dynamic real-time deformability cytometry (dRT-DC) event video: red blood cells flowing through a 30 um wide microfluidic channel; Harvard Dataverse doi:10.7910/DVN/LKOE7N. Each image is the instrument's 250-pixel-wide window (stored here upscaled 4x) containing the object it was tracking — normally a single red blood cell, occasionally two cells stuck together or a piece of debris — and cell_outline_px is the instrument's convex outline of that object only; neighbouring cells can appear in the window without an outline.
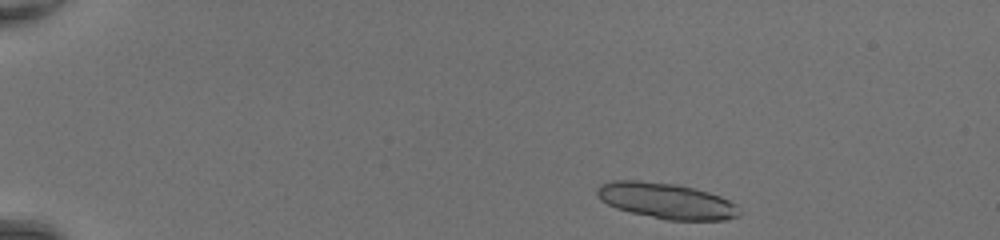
{"species": "common noctule bat (a hibernating species)", "species_latin": "Nyctalus noctula", "temperature_condition": "room temperature", "stored_images_in_passage": 25, "segment_of_instrument_passage": [1, 2], "camera_frame_rate_fps": 3000, "um_per_image_px": 0.085, "animal": {"sex": "female", "body_mass_g": 20.0, "forearm_length_mm": 54.0}, "frame": {"image": 1, "passage_image": 2, "time_ms": 0.333, "image_size_px": [1000, 240], "cell_outline_px": [[740, 216], [724, 220], [668, 220], [632, 212], [616, 208], [600, 200], [596, 196], [596, 188], [600, 184], [612, 180], [640, 180], [676, 184], [708, 192], [720, 196], [736, 204], [740, 208]], "centroid_in_image_um": [56.62, 17.06], "position_along_channel_um": 28.4, "area_um2": 29.71}}